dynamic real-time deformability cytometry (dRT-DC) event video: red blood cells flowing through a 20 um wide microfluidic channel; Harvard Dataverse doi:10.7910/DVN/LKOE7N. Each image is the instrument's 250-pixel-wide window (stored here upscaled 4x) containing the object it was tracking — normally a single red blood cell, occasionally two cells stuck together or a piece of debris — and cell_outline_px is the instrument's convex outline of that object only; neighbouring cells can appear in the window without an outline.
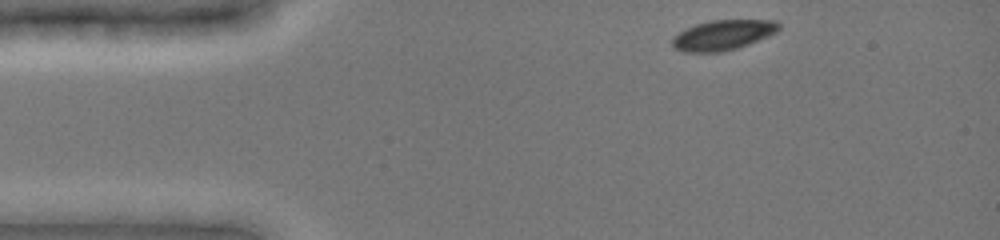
{"species": "common noctule bat (a hibernating species)", "species_latin": "Nyctalus noctula", "temperature_condition": "cold", "stored_images_in_passage": 77, "camera_frame_rate_fps": 3000, "um_per_image_px": 0.085, "animal": {"sex": "female", "body_mass_g": 19.0, "forearm_length_mm": 51.5}, "frame": {"image": 1, "passage_image": 1, "time_ms": 0.0, "image_size_px": [1000, 240], "cell_outline_px": [[780, 28], [776, 32], [768, 36], [748, 44], [736, 48], [720, 52], [684, 52], [672, 48], [672, 36], [696, 24], [708, 20], [776, 20], [780, 24]], "centroid_in_image_um": [61.43, 2.98], "position_along_channel_um": 23.6, "area_um2": 18.67}}
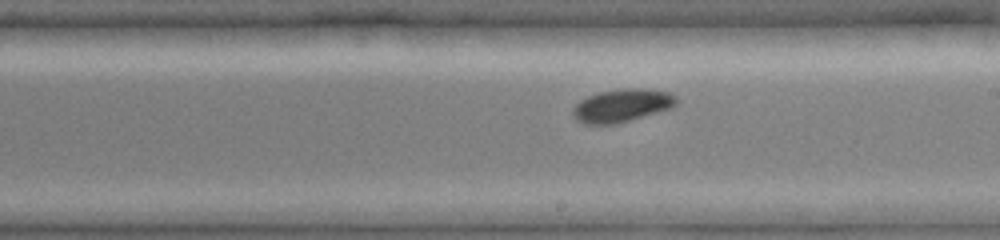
{"frame": {"image": 2, "passage_image": 42, "time_ms": 7.0, "image_size_px": [1000, 240], "cell_outline_px": [[676, 104], [672, 108], [616, 124], [584, 124], [576, 120], [572, 116], [572, 108], [580, 100], [588, 96], [600, 92], [624, 88], [640, 88], [668, 92], [676, 96]], "centroid_in_image_um": [52.83, 8.98], "position_along_channel_um": 236.2, "area_um2": 19.88}}
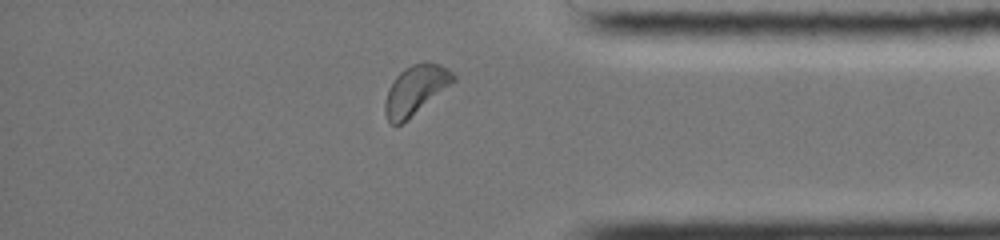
{"frame": {"image": 3, "passage_image": 68, "time_ms": 11.333, "image_size_px": [1000, 240], "cell_outline_px": [[456, 80], [400, 124], [392, 124], [388, 120], [384, 112], [384, 104], [388, 88], [396, 76], [404, 68], [412, 64], [424, 60], [440, 64], [452, 72], [456, 76]], "centroid_in_image_um": [35.3, 7.59], "position_along_channel_um": 399.9, "area_um2": 19.25}, "authors_computed_cell_mechanics": {"area_um2": 19.5364, "velocity_mm_per_s": 3.9004, "shape_relaxation_time_tau1_ms": 1.3015, "shape_relaxation_time_tau2_ms": null, "deformation_change_tau1": 0.0807, "deformation_change_tau2": null}}